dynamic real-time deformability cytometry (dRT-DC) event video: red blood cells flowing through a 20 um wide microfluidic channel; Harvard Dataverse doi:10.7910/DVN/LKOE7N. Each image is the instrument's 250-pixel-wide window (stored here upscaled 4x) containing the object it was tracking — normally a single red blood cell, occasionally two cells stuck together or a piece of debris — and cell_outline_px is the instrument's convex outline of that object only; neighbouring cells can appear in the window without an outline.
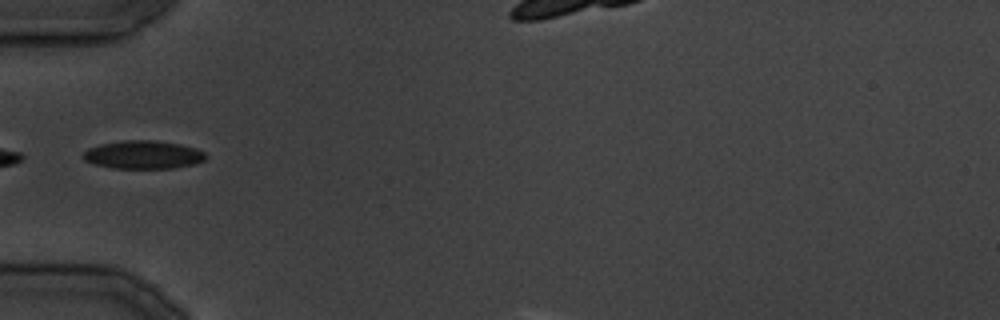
{"species": "common noctule bat (a hibernating species)", "species_latin": "Nyctalus noctula", "temperature_condition": "cold", "stored_images_in_passage": 22, "camera_frame_rate_fps": 3000, "um_per_image_px": 0.085, "animal": {"sex": "male", "body_mass_g": 19.5, "forearm_length_mm": 54.6}, "frame": {"image": 1, "passage_image": 1, "time_ms": 0.0, "image_size_px": [1000, 320], "cell_outline_px": [[208, 156], [204, 160], [192, 164], [172, 168], [112, 168], [92, 164], [84, 160], [80, 156], [88, 148], [100, 144], [120, 140], [156, 140], [180, 144], [196, 148], [204, 152]], "centroid_in_image_um": [12.13, 13.14], "position_along_channel_um": 72.9, "area_um2": 20.35}}
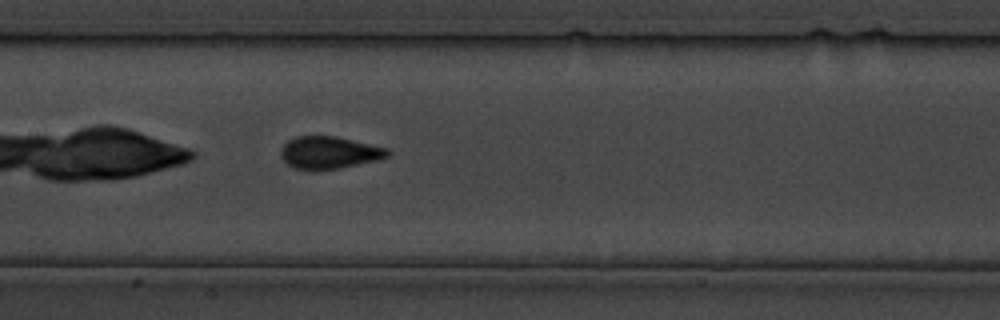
{"frame": {"image": 2, "passage_image": 7, "time_ms": 6.667, "image_size_px": [1000, 320], "cell_outline_px": [[388, 156], [376, 160], [340, 168], [316, 172], [312, 172], [292, 168], [280, 156], [280, 152], [284, 144], [288, 140], [296, 136], [336, 136], [388, 148]], "centroid_in_image_um": [27.92, 12.99], "position_along_channel_um": 179.5, "area_um2": 20.4}}
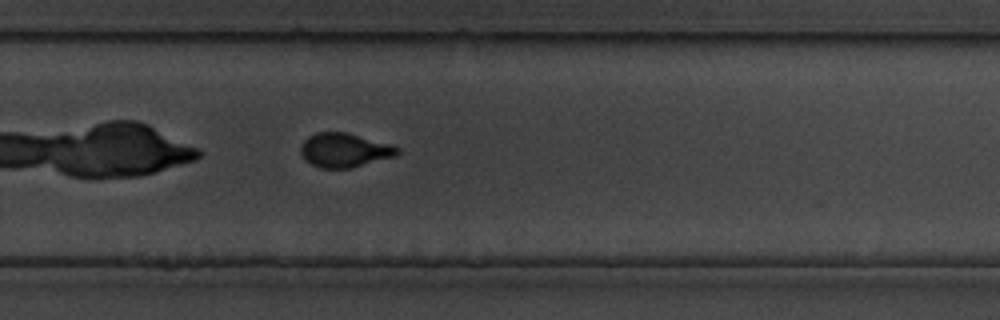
{"frame": {"image": 3, "passage_image": 13, "time_ms": 14.333, "image_size_px": [1000, 320], "cell_outline_px": [[400, 152], [396, 156], [352, 168], [320, 168], [304, 160], [300, 152], [300, 144], [308, 136], [316, 132], [348, 132], [392, 144], [400, 148]], "centroid_in_image_um": [29.29, 12.76], "position_along_channel_um": 300.5, "area_um2": 19.59}}